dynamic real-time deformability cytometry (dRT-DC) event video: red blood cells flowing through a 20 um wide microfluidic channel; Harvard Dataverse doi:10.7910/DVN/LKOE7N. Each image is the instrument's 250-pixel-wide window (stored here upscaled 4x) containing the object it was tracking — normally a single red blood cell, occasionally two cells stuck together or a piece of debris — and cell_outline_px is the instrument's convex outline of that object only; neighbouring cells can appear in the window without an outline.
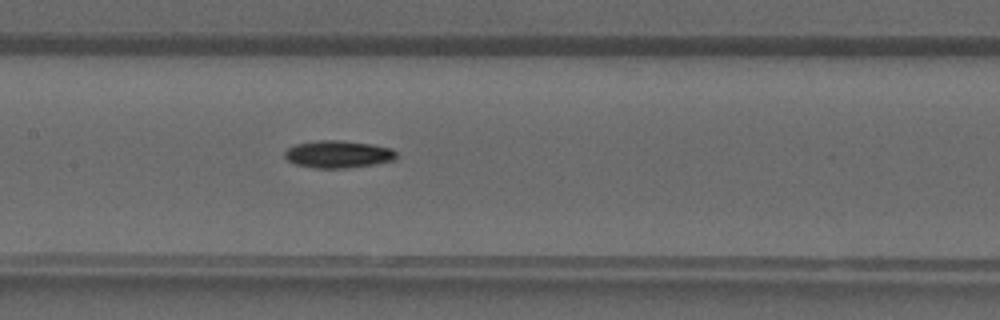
{"species": "common noctule bat (a hibernating species)", "species_latin": "Nyctalus noctula", "temperature_condition": "warm", "stored_images_in_passage": 27, "camera_frame_rate_fps": 3000, "um_per_image_px": 0.085, "animal": {"sex": "male", "forearm_length_mm": 52.5}, "frame": {"image": 1, "passage_image": 11, "time_ms": 3.333, "image_size_px": [1000, 320], "cell_outline_px": [[396, 160], [376, 164], [348, 168], [316, 168], [296, 164], [288, 160], [284, 156], [284, 152], [288, 148], [296, 144], [320, 140], [340, 140], [372, 144], [392, 148], [396, 152]], "centroid_in_image_um": [28.77, 13.11], "position_along_channel_um": 178.6, "area_um2": 17.86}}
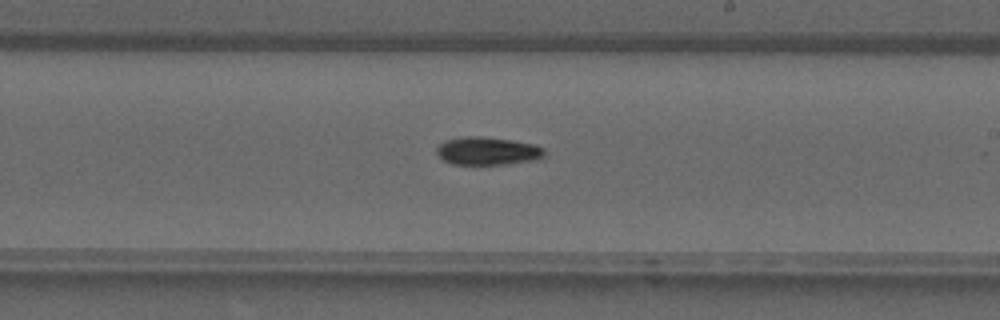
{"frame": {"image": 2, "passage_image": 15, "time_ms": 4.667, "image_size_px": [1000, 320], "cell_outline_px": [[544, 156], [540, 160], [508, 164], [452, 164], [444, 160], [436, 152], [436, 148], [444, 140], [468, 136], [480, 136], [512, 140], [532, 144], [544, 148]], "centroid_in_image_um": [41.47, 12.84], "position_along_channel_um": 247.5, "area_um2": 17.63}}
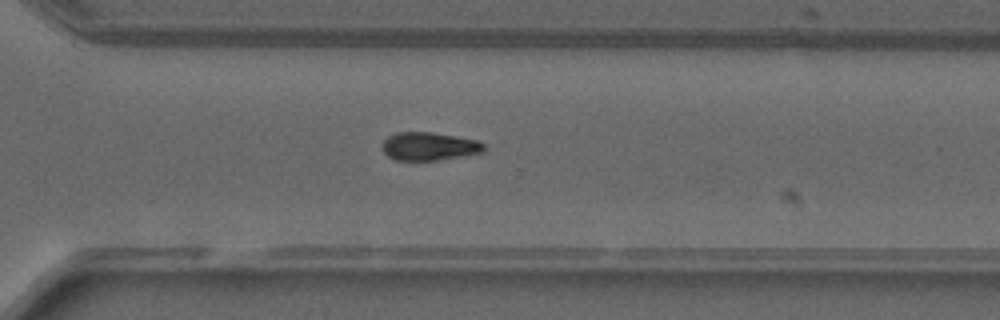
{"frame": {"image": 3, "passage_image": 20, "time_ms": 6.333, "image_size_px": [1000, 320], "cell_outline_px": [[484, 152], [464, 156], [436, 160], [396, 160], [388, 156], [380, 148], [384, 140], [388, 136], [396, 132], [432, 132], [480, 140], [484, 144]], "centroid_in_image_um": [36.48, 12.43], "position_along_channel_um": 334.1, "area_um2": 16.88}}